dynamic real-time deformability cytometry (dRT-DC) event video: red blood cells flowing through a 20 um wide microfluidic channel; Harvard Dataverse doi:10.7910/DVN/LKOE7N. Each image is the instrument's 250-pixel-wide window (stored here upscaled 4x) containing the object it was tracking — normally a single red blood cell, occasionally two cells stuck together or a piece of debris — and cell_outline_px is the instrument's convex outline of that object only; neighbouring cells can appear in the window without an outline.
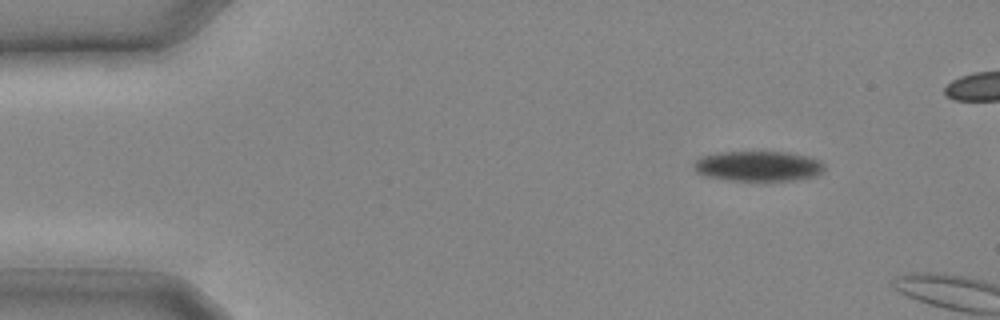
{"species": "common noctule bat (a hibernating species)", "species_latin": "Nyctalus noctula", "temperature_condition": "cold", "stored_images_in_passage": 3, "camera_frame_rate_fps": 3000, "um_per_image_px": 0.085, "animal": {"sex": "male", "body_mass_g": 20.4}, "frame": {"image": 1, "passage_image": 1, "time_ms": 0.0, "image_size_px": [1000, 320], "cell_outline_px": [[824, 172], [812, 176], [792, 180], [728, 180], [704, 176], [696, 172], [692, 164], [700, 156], [720, 152], [788, 152], [820, 160], [824, 164]], "centroid_in_image_um": [64.4, 14.11], "position_along_channel_um": 20.6, "area_um2": 22.89}}